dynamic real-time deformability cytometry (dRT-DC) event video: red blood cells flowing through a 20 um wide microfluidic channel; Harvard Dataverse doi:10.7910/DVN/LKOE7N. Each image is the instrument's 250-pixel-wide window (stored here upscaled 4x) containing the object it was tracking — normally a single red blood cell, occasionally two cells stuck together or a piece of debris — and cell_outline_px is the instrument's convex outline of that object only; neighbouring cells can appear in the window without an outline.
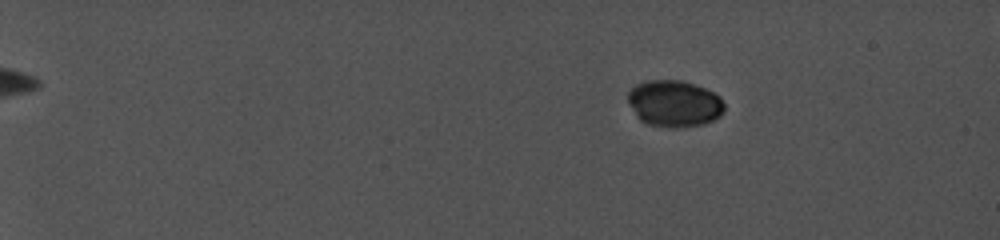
{"species": "common noctule bat (a hibernating species)", "species_latin": "Nyctalus noctula", "temperature_condition": "cold", "stored_images_in_passage": 13, "camera_frame_rate_fps": 5000, "um_per_image_px": 0.085, "animal": {"sex": "female", "body_mass_g": 19.0, "forearm_length_mm": 56.7}, "frame": {"image": 1, "passage_image": 5, "time_ms": 3.8, "image_size_px": [1000, 240], "cell_outline_px": [[724, 112], [720, 116], [704, 124], [680, 128], [672, 128], [648, 124], [640, 120], [636, 116], [628, 104], [628, 92], [636, 84], [648, 80], [684, 80], [704, 88], [720, 96], [724, 104]], "centroid_in_image_um": [57.31, 8.81], "position_along_channel_um": 27.7, "area_um2": 26.41}}
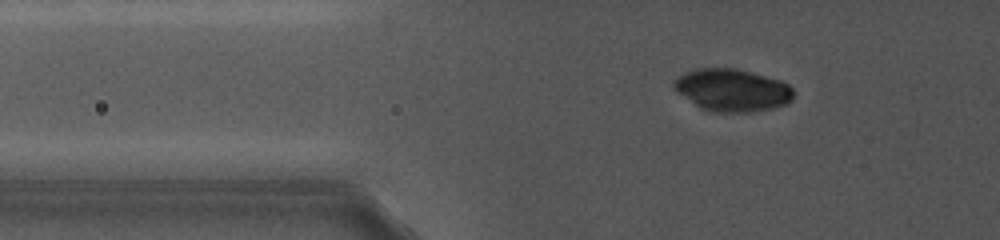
{"frame": {"image": 2, "passage_image": 11, "time_ms": 8.4, "image_size_px": [1000, 240], "cell_outline_px": [[792, 100], [784, 104], [772, 108], [752, 112], [712, 112], [700, 108], [676, 92], [672, 84], [672, 80], [684, 72], [696, 68], [736, 68], [780, 80], [788, 84], [792, 88]], "centroid_in_image_um": [62.18, 7.65], "position_along_channel_um": 63.6, "area_um2": 29.71}}